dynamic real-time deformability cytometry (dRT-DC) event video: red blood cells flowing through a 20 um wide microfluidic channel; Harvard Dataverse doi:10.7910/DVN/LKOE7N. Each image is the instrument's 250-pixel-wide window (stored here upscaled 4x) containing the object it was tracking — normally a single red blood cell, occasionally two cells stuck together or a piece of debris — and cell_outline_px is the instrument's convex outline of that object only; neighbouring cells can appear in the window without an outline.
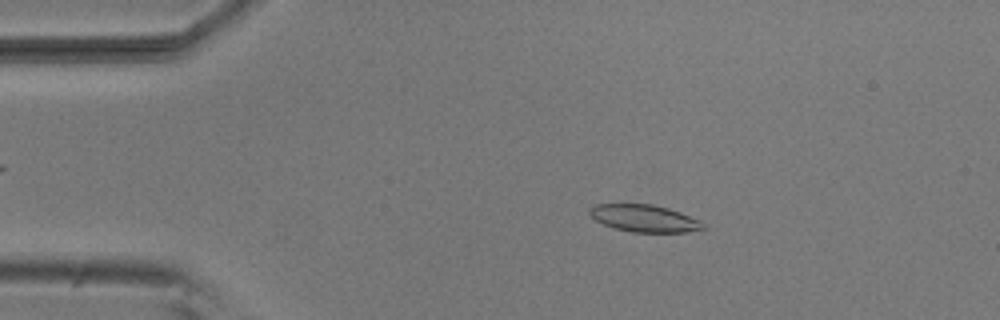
{"species": "common noctule bat (a hibernating species)", "species_latin": "Nyctalus noctula", "temperature_condition": "room temperature", "stored_images_in_passage": 52, "camera_frame_rate_fps": 3000, "um_per_image_px": 0.085, "animal": {"sex": "male", "body_mass_g": 20.5, "forearm_length_mm": 52.5}, "frame": {"image": 1, "passage_image": 9, "time_ms": 2.667, "image_size_px": [1000, 320], "cell_outline_px": [[708, 228], [688, 232], [632, 232], [612, 228], [596, 220], [588, 212], [588, 208], [592, 204], [652, 204], [668, 208], [680, 212], [700, 220]], "centroid_in_image_um": [54.77, 18.56], "position_along_channel_um": 30.2, "area_um2": 18.15}}
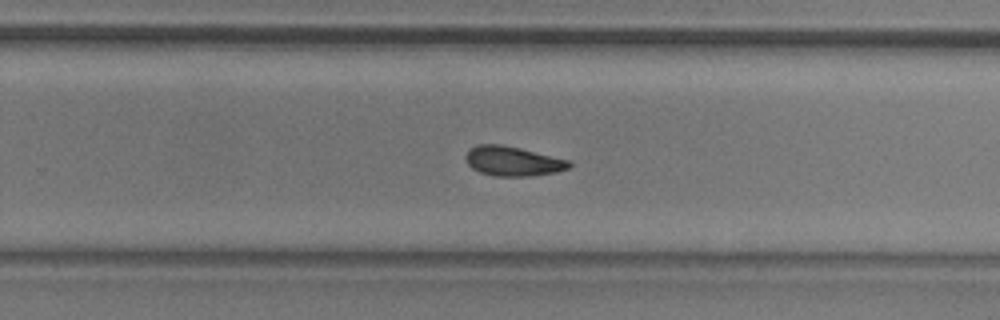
{"frame": {"image": 2, "passage_image": 33, "time_ms": 10.667, "image_size_px": [1000, 320], "cell_outline_px": [[572, 164], [568, 168], [556, 172], [532, 176], [496, 176], [480, 172], [472, 168], [468, 164], [464, 156], [468, 148], [476, 144], [500, 144], [520, 148], [568, 160]], "centroid_in_image_um": [43.54, 13.69], "position_along_channel_um": 286.3, "area_um2": 17.86}}
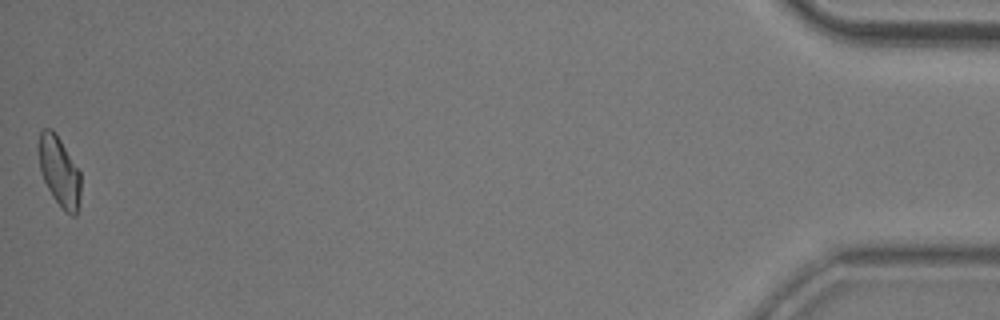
{"frame": {"image": 3, "passage_image": 52, "time_ms": 17.0, "image_size_px": [1000, 320], "cell_outline_px": [[80, 196], [76, 216], [72, 216], [64, 212], [52, 196], [44, 180], [40, 168], [36, 148], [40, 132], [44, 128], [52, 128], [56, 132], [80, 172]], "centroid_in_image_um": [5.01, 14.55], "position_along_channel_um": 430.2, "area_um2": 17.4}, "authors_computed_cell_mechanics": {"area_um2": 17.9758, "velocity_mm_per_s": 3.8087, "shape_relaxation_time_tau1_ms": 4.6513, "shape_relaxation_time_tau2_ms": 3.9234, "deformation_change_tau1": 0.123, "deformation_change_tau2": 0.1014}}